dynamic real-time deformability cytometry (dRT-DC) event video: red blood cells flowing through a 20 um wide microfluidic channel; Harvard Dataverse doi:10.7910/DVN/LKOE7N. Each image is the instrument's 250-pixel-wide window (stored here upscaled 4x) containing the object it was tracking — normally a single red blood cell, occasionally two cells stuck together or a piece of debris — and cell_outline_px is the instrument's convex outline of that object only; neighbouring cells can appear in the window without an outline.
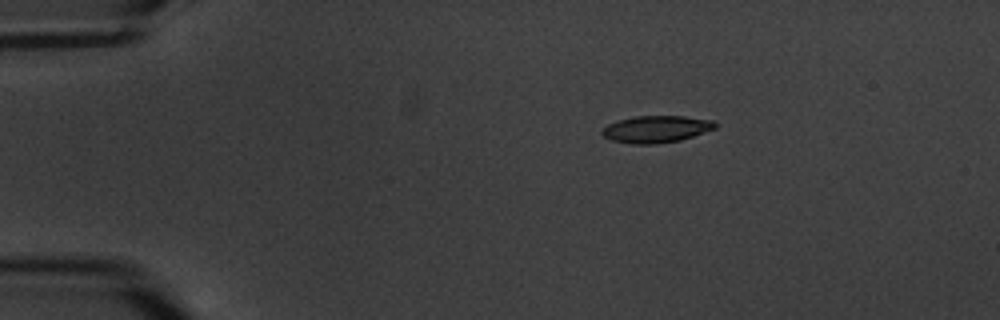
{"species": "common noctule bat (a hibernating species)", "species_latin": "Nyctalus noctula", "temperature_condition": "warm", "stored_images_in_passage": 3, "camera_frame_rate_fps": 3000, "um_per_image_px": 0.085, "animal": {"sex": "male", "body_mass_g": 20.1, "forearm_length_mm": 53.5}, "frame": {"image": 1, "passage_image": 1, "time_ms": 0.0, "image_size_px": [1000, 320], "cell_outline_px": [[716, 128], [680, 140], [656, 144], [632, 144], [612, 140], [604, 136], [600, 132], [608, 124], [620, 120], [636, 116], [684, 116], [716, 120]], "centroid_in_image_um": [55.8, 10.97], "position_along_channel_um": 29.2, "area_um2": 17.69}}